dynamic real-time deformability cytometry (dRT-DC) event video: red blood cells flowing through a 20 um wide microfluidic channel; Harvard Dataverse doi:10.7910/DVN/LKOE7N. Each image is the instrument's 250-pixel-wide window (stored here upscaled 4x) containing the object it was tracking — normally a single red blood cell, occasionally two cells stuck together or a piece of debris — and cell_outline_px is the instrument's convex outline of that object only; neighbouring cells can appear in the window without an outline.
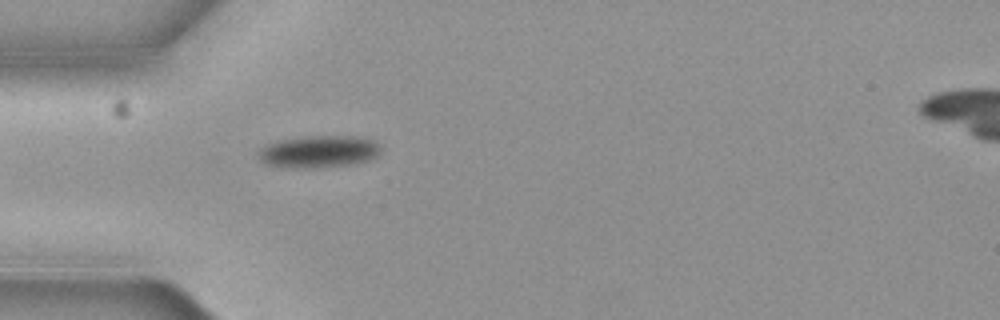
{"species": "common noctule bat (a hibernating species)", "species_latin": "Nyctalus noctula", "temperature_condition": "cold", "stored_images_in_passage": 5, "camera_frame_rate_fps": 3000, "um_per_image_px": 0.085, "animal": {"sex": "female", "body_mass_g": 19.3, "forearm_length_mm": 54.1}, "frame": {"image": 1, "passage_image": 5, "time_ms": 1.333, "image_size_px": [1000, 320], "cell_outline_px": [[376, 156], [368, 160], [348, 164], [304, 168], [284, 168], [268, 164], [260, 160], [260, 152], [268, 144], [280, 140], [304, 136], [360, 136], [372, 140], [376, 144]], "centroid_in_image_um": [27.05, 12.88], "position_along_channel_um": 57.9, "area_um2": 22.25}}